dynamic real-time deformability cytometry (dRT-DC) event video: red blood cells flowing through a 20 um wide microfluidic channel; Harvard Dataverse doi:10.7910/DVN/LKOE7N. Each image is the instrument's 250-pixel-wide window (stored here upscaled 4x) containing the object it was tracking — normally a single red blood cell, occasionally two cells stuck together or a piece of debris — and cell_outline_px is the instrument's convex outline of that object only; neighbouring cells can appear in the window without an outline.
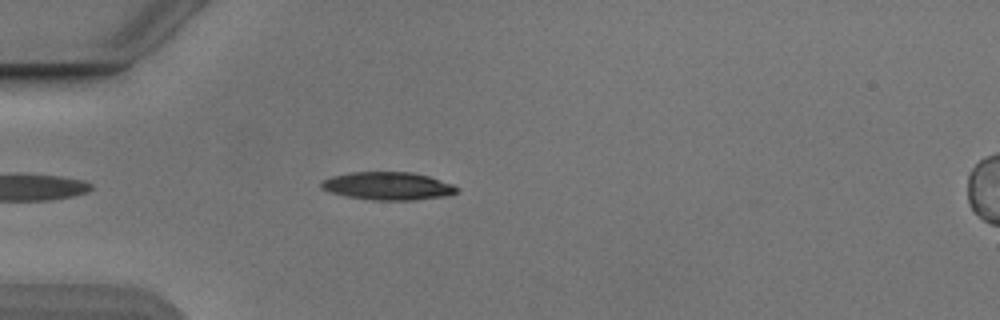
{"species": "Egyptian fruit bat (a non-hibernating species)", "species_latin": "Rousettus aegyptiacus", "temperature_condition": "cold", "stored_images_in_passage": 40, "camera_frame_rate_fps": 3000, "um_per_image_px": 0.085, "animal": {"sex": "male"}, "frame": {"image": 1, "passage_image": 5, "time_ms": 1.333, "image_size_px": [1000, 320], "cell_outline_px": [[460, 188], [456, 192], [448, 196], [412, 200], [372, 200], [348, 196], [332, 192], [320, 188], [320, 184], [324, 180], [332, 176], [352, 172], [412, 172], [428, 176], [452, 184]], "centroid_in_image_um": [33.0, 15.81], "position_along_channel_um": 52.0, "area_um2": 21.91}}
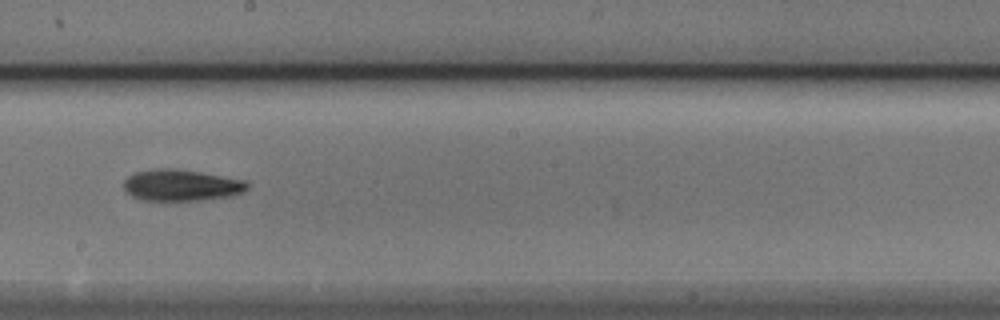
{"frame": {"image": 2, "passage_image": 20, "time_ms": 6.333, "image_size_px": [1000, 320], "cell_outline_px": [[248, 188], [244, 192], [232, 196], [200, 200], [140, 200], [132, 196], [124, 188], [124, 180], [128, 176], [136, 172], [160, 168], [172, 168], [200, 172], [244, 180], [248, 184]], "centroid_in_image_um": [15.42, 15.75], "position_along_channel_um": 232.8, "area_um2": 22.48}}
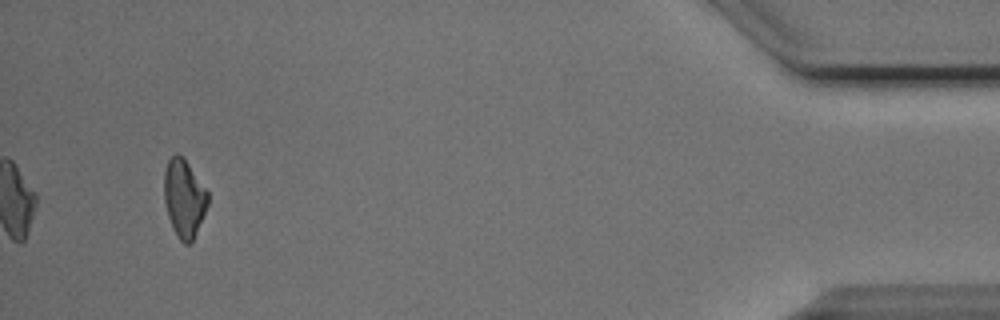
{"frame": {"image": 3, "passage_image": 40, "time_ms": 13.0, "image_size_px": [1000, 320], "cell_outline_px": [[208, 204], [192, 244], [184, 244], [176, 236], [172, 228], [168, 216], [164, 200], [164, 172], [168, 160], [176, 152], [188, 164], [208, 192]], "centroid_in_image_um": [15.64, 16.9], "position_along_channel_um": 419.6, "area_um2": 19.77}, "authors_computed_cell_mechanics": {"area_um2": 21.3282, "velocity_mm_per_s": 3.881, "shape_relaxation_time_tau1_ms": 6.9888, "shape_relaxation_time_tau2_ms": null, "deformation_change_tau1": 0.1465, "deformation_change_tau2": null}}